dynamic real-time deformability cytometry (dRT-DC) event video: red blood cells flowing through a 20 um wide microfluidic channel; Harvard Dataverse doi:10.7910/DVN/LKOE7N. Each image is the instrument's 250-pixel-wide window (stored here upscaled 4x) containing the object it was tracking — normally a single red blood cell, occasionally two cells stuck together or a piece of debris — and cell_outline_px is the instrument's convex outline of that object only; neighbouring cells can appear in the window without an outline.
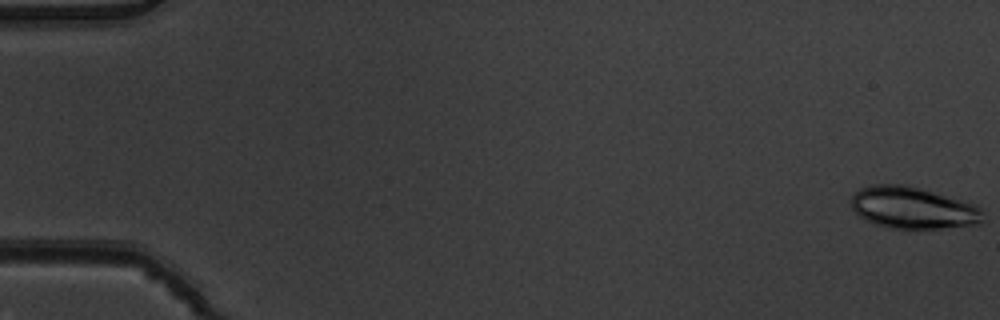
{"species": "common noctule bat (a hibernating species)", "species_latin": "Nyctalus noctula", "temperature_condition": "warm", "stored_images_in_passage": 8, "camera_frame_rate_fps": 3000, "um_per_image_px": 0.085, "animal": {"sex": "male", "body_mass_g": 19.5, "forearm_length_mm": 54.6}, "frame": {"image": 1, "passage_image": 1, "time_ms": 0.0, "image_size_px": [1000, 320], "cell_outline_px": [[984, 220], [980, 224], [940, 228], [888, 228], [872, 224], [864, 220], [848, 204], [848, 200], [860, 188], [872, 184], [908, 184], [968, 200], [976, 204], [984, 212]], "centroid_in_image_um": [77.61, 17.64], "position_along_channel_um": 7.4, "area_um2": 33.12}}
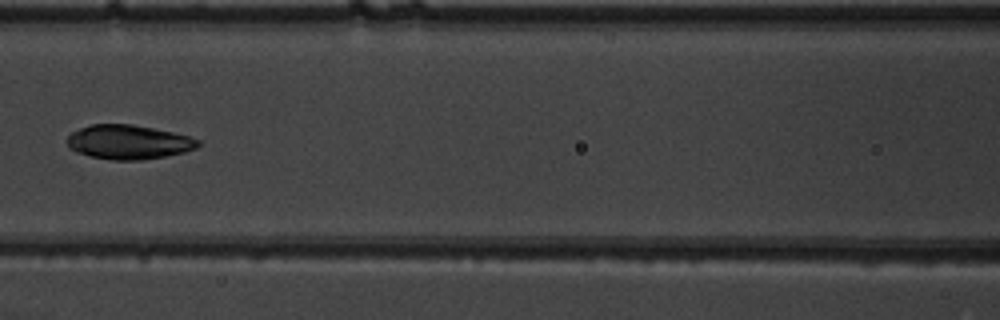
{"frame": {"image": 2, "passage_image": 8, "time_ms": 2.333, "image_size_px": [1000, 320], "cell_outline_px": [[200, 144], [196, 148], [184, 152], [164, 156], [140, 160], [112, 160], [92, 156], [76, 152], [68, 144], [68, 136], [72, 132], [80, 128], [92, 124], [132, 124], [172, 132], [188, 136], [200, 140]], "centroid_in_image_um": [10.94, 12.07], "position_along_channel_um": 155.7, "area_um2": 25.84}}